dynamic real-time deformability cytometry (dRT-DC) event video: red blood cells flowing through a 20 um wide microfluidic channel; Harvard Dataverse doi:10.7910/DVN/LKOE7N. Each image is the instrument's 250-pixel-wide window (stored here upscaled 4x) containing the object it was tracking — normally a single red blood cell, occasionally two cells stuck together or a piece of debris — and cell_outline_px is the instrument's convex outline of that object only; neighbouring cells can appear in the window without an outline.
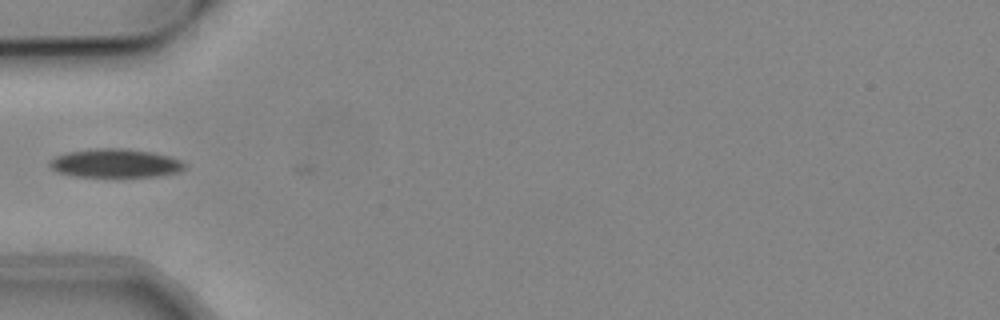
{"species": "common noctule bat (a hibernating species)", "species_latin": "Nyctalus noctula", "temperature_condition": "cold", "stored_images_in_passage": 20, "camera_frame_rate_fps": 3000, "um_per_image_px": 0.085, "animal": {"sex": "male", "body_mass_g": 19.2, "forearm_length_mm": 51.8}, "frame": {"image": 1, "passage_image": 1, "time_ms": 0.0, "image_size_px": [1000, 320], "cell_outline_px": [[184, 168], [176, 172], [160, 176], [76, 176], [56, 172], [48, 164], [56, 156], [68, 152], [96, 148], [124, 148], [152, 152], [168, 156], [180, 160], [184, 164]], "centroid_in_image_um": [9.78, 13.86], "position_along_channel_um": 75.2, "area_um2": 22.2}}
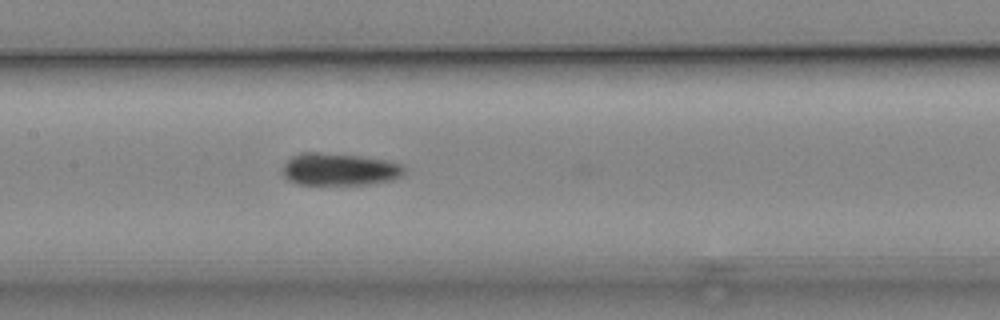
{"frame": {"image": 2, "passage_image": 9, "time_ms": 2.667, "image_size_px": [1000, 320], "cell_outline_px": [[404, 172], [400, 176], [392, 180], [368, 184], [296, 184], [280, 176], [280, 172], [284, 164], [292, 156], [308, 152], [320, 152], [360, 156], [384, 160], [400, 164], [404, 168]], "centroid_in_image_um": [28.78, 14.4], "position_along_channel_um": 178.6, "area_um2": 22.89}}
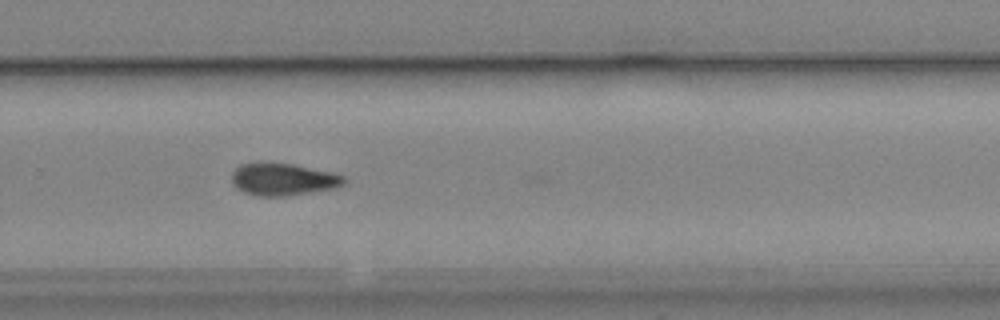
{"frame": {"image": 3, "passage_image": 19, "time_ms": 6.0, "image_size_px": [1000, 320], "cell_outline_px": [[348, 180], [344, 184], [336, 188], [284, 196], [256, 196], [244, 192], [236, 188], [232, 180], [232, 172], [240, 164], [260, 160], [268, 160], [292, 164], [328, 172], [344, 176]], "centroid_in_image_um": [24.01, 15.21], "position_along_channel_um": 305.8, "area_um2": 21.5}}